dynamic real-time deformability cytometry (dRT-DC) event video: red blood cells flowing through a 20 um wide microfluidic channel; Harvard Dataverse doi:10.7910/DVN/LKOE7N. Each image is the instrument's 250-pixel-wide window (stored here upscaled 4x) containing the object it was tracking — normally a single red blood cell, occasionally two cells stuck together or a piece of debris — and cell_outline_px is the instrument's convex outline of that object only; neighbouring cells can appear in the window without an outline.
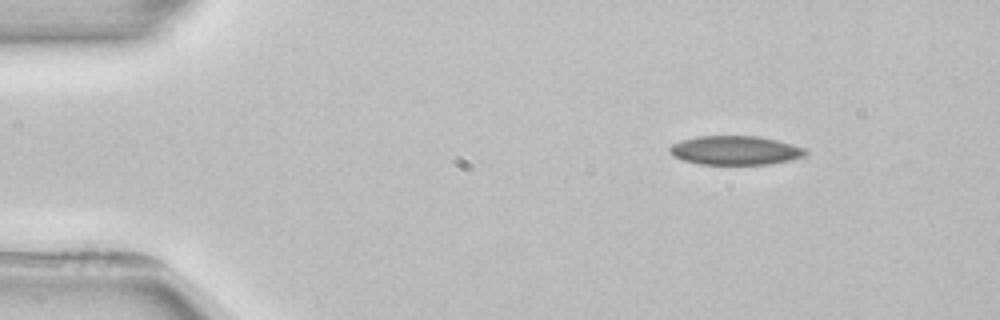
{"species": "common noctule bat (a hibernating species)", "species_latin": "Nyctalus noctula", "temperature_condition": "room temperature", "stored_images_in_passage": 2, "camera_frame_rate_fps": 3000, "um_per_image_px": 0.085, "animal": {"sex": "female", "body_mass_g": 22.7, "forearm_length_mm": 54.2}, "frame": {"image": 1, "passage_image": 1, "time_ms": 0.0, "image_size_px": [1000, 320], "cell_outline_px": [[808, 152], [804, 156], [788, 160], [768, 164], [700, 164], [684, 160], [672, 156], [668, 152], [668, 148], [672, 144], [696, 136], [756, 136], [776, 140], [792, 144], [804, 148]], "centroid_in_image_um": [62.46, 12.78], "position_along_channel_um": 22.5, "area_um2": 22.77}}
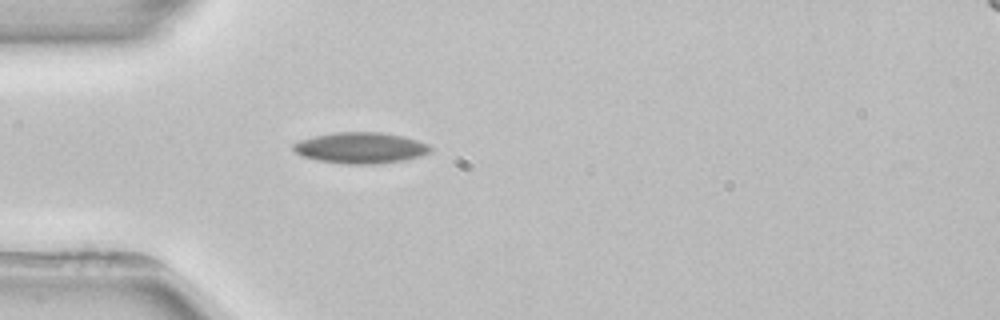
{"frame": {"image": 2, "passage_image": 2, "time_ms": 2.667, "image_size_px": [1000, 320], "cell_outline_px": [[432, 152], [420, 156], [400, 160], [376, 164], [348, 164], [316, 160], [300, 156], [292, 148], [292, 144], [300, 140], [312, 136], [332, 132], [380, 132], [404, 136], [428, 144], [432, 148]], "centroid_in_image_um": [30.62, 12.56], "position_along_channel_um": 54.4, "area_um2": 24.91}}